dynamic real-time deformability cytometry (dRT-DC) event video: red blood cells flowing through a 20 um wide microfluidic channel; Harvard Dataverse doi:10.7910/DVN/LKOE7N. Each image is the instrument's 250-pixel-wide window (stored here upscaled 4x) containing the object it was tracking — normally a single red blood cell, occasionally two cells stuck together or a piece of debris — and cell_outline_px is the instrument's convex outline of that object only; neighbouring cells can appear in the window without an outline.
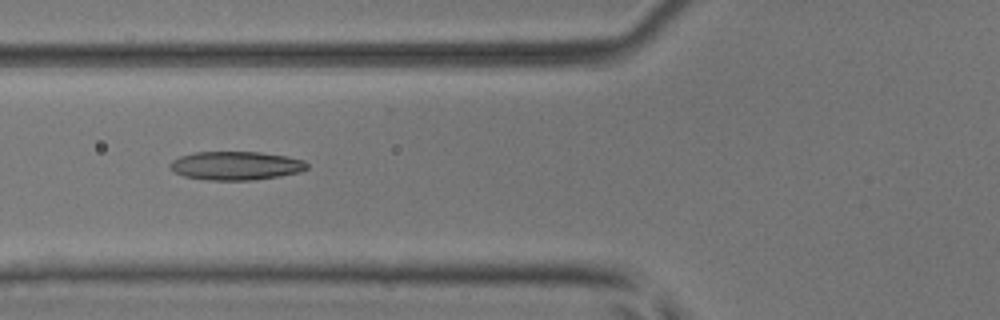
{"species": "common noctule bat (a hibernating species)", "species_latin": "Nyctalus noctula", "temperature_condition": "room temperature", "stored_images_in_passage": 22, "camera_frame_rate_fps": 3000, "um_per_image_px": 0.085, "animal": {"sex": "male", "body_mass_g": 17.9, "forearm_length_mm": 54.2}, "frame": {"image": 1, "passage_image": 4, "time_ms": 1.0, "image_size_px": [1000, 320], "cell_outline_px": [[308, 168], [300, 172], [280, 176], [252, 180], [208, 180], [184, 176], [176, 172], [168, 164], [172, 160], [180, 156], [196, 152], [260, 152], [288, 156], [304, 160], [308, 164]], "centroid_in_image_um": [20.09, 14.08], "position_along_channel_um": 105.7, "area_um2": 22.83}}
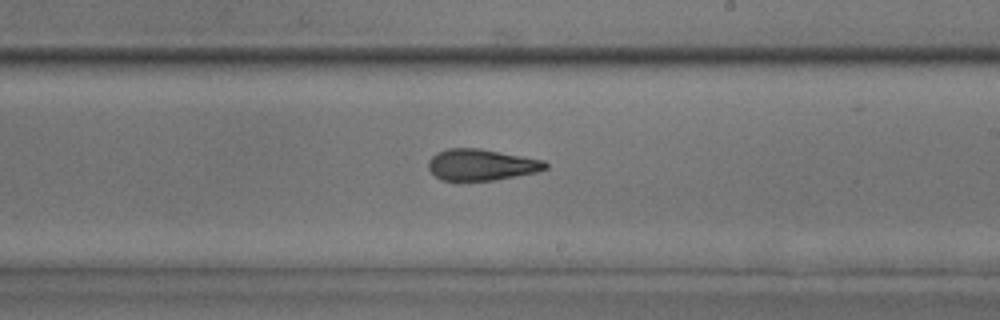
{"frame": {"image": 2, "passage_image": 15, "time_ms": 4.667, "image_size_px": [1000, 320], "cell_outline_px": [[548, 168], [536, 172], [496, 180], [460, 184], [440, 180], [428, 168], [428, 160], [436, 152], [448, 148], [480, 148], [544, 160], [548, 164]], "centroid_in_image_um": [40.86, 14.05], "position_along_channel_um": 248.1, "area_um2": 22.2}}
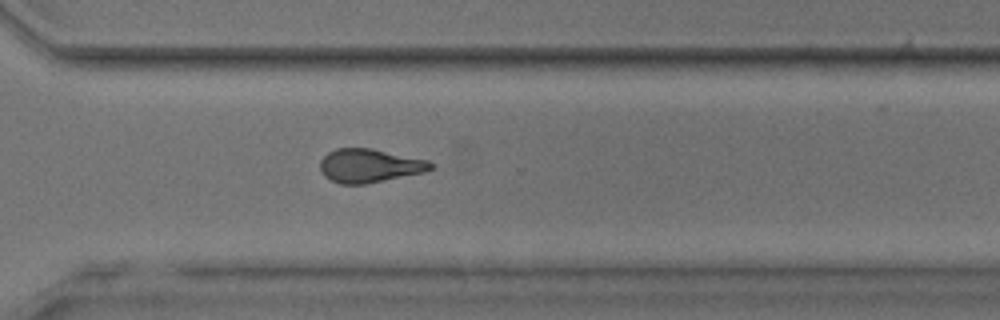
{"frame": {"image": 3, "passage_image": 22, "time_ms": 7.0, "image_size_px": [1000, 320], "cell_outline_px": [[436, 164], [432, 168], [424, 172], [364, 184], [340, 184], [324, 176], [320, 168], [320, 160], [328, 152], [336, 148], [372, 148], [428, 160]], "centroid_in_image_um": [31.4, 14.07], "position_along_channel_um": 339.2, "area_um2": 21.62}}